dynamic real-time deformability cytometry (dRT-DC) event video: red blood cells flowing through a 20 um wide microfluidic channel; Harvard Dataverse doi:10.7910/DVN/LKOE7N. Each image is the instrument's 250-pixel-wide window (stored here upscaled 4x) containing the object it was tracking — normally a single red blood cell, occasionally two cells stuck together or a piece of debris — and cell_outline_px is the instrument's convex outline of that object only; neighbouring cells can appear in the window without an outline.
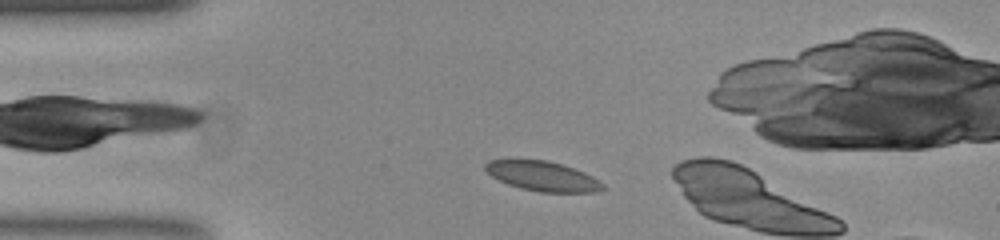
{"species": "common noctule bat (a hibernating species)", "species_latin": "Nyctalus noctula", "temperature_condition": "room temperature", "stored_images_in_passage": 6, "camera_frame_rate_fps": 3000, "um_per_image_px": 0.085, "animal": {"sex": "female", "body_mass_g": 23.0, "forearm_length_mm": 53.4}, "frame": {"image": 1, "passage_image": 4, "time_ms": 1.0, "image_size_px": [1000, 240], "cell_outline_px": [[604, 188], [592, 192], [544, 192], [524, 188], [508, 184], [492, 176], [484, 168], [484, 164], [492, 160], [548, 160], [584, 172], [604, 184]], "centroid_in_image_um": [46.12, 14.97], "position_along_channel_um": 38.9, "area_um2": 19.77}}